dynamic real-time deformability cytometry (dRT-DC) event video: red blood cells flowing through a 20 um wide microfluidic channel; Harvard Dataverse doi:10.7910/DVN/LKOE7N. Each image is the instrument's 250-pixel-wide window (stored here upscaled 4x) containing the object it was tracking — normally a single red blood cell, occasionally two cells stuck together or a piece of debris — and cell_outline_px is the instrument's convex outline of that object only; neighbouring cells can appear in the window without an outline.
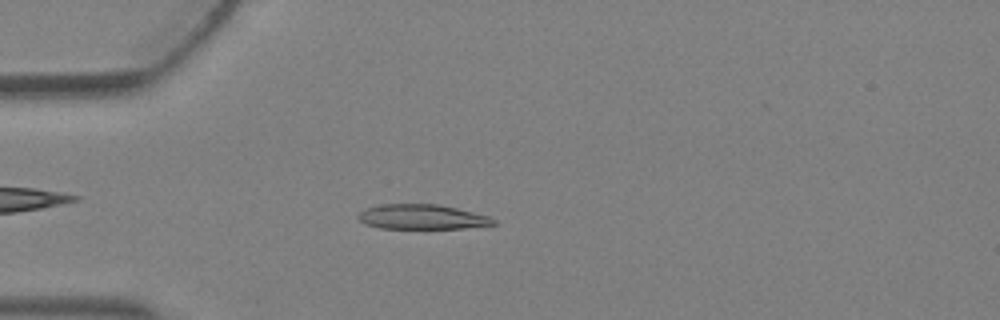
{"species": "Egyptian fruit bat (a non-hibernating species)", "species_latin": "Rousettus aegyptiacus", "temperature_condition": "warm", "stored_images_in_passage": 2, "camera_frame_rate_fps": 3000, "um_per_image_px": 0.085, "animal": {"sex": "female"}, "frame": {"image": 1, "passage_image": 2, "time_ms": 0.333, "image_size_px": [1000, 320], "cell_outline_px": [[496, 224], [464, 228], [380, 228], [364, 224], [356, 216], [364, 208], [384, 204], [440, 204], [488, 216], [496, 220]], "centroid_in_image_um": [35.83, 18.43], "position_along_channel_um": 49.2, "area_um2": 19.48}}